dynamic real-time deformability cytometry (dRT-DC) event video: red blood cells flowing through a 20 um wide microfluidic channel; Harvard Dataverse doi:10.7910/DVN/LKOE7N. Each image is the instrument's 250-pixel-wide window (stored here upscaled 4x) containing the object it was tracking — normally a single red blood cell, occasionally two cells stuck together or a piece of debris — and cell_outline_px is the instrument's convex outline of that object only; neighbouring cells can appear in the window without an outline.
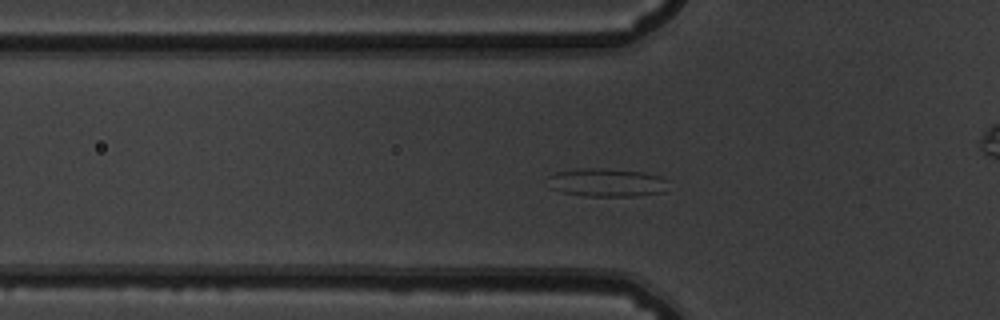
{"species": "common noctule bat (a hibernating species)", "species_latin": "Nyctalus noctula", "temperature_condition": "warm", "stored_images_in_passage": 51, "camera_frame_rate_fps": 3000, "um_per_image_px": 0.085, "animal": {"sex": "male", "body_mass_g": 19.5, "forearm_length_mm": 54.6}, "frame": {"image": 1, "passage_image": 15, "time_ms": 4.667, "image_size_px": [1000, 320], "cell_outline_px": [[668, 180], [664, 192], [636, 196], [584, 196], [560, 192], [552, 188], [548, 176], [556, 172], [580, 168], [604, 168], [644, 172], [660, 176]], "centroid_in_image_um": [51.59, 15.51], "position_along_channel_um": 74.2, "area_um2": 19.94}}
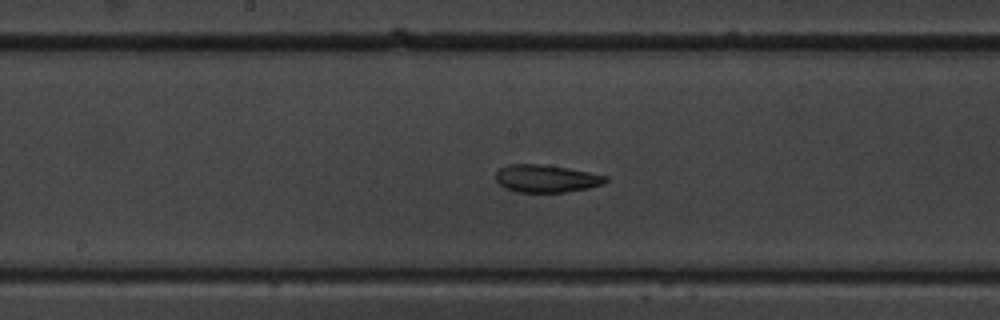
{"frame": {"image": 2, "passage_image": 25, "time_ms": 8.0, "image_size_px": [1000, 320], "cell_outline_px": [[608, 180], [604, 184], [588, 188], [564, 192], [516, 192], [504, 188], [496, 180], [496, 172], [500, 168], [508, 164], [540, 164], [568, 168], [608, 176]], "centroid_in_image_um": [46.42, 15.18], "position_along_channel_um": 201.8, "area_um2": 17.69}}
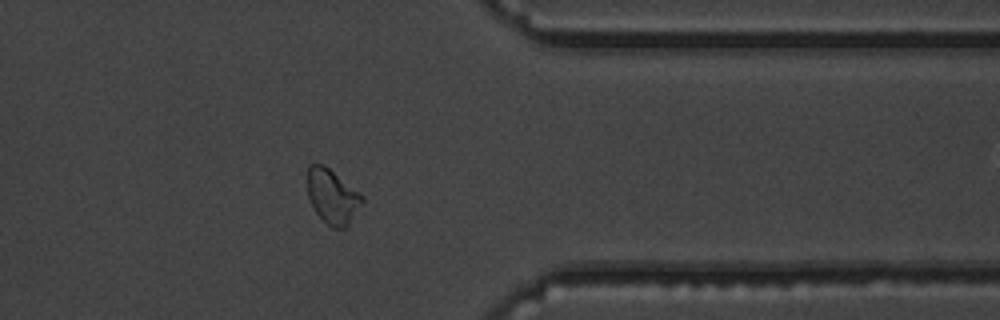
{"frame": {"image": 3, "passage_image": 40, "time_ms": 13.0, "image_size_px": [1000, 320], "cell_outline_px": [[364, 204], [348, 224], [344, 228], [332, 228], [316, 212], [308, 196], [308, 164], [324, 164], [364, 196]], "centroid_in_image_um": [28.28, 16.69], "position_along_channel_um": 383.1, "area_um2": 17.28}, "authors_computed_cell_mechanics": {"area_um2": 18.3804, "velocity_mm_per_s": 3.819, "shape_relaxation_time_tau1_ms": null, "shape_relaxation_time_tau2_ms": 1.9916, "deformation_change_tau1": null, "deformation_change_tau2": 0.0788}}